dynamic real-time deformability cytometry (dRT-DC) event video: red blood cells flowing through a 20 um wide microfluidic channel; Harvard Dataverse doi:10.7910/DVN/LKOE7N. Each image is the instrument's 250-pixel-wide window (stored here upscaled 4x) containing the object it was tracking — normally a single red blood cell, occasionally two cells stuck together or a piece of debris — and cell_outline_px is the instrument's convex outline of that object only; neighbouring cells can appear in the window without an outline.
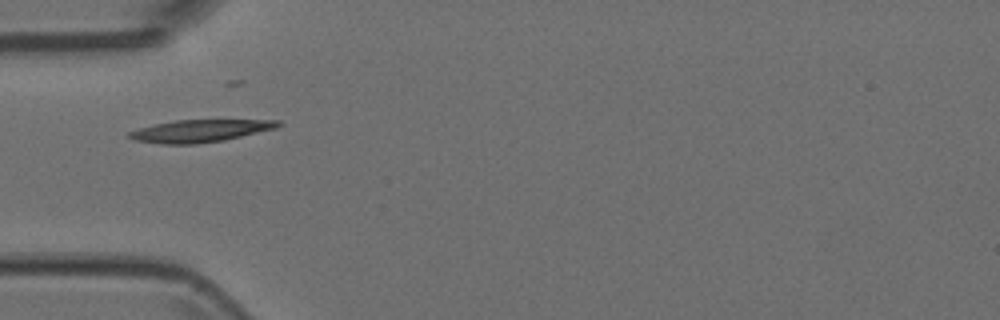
{"species": "Egyptian fruit bat (a non-hibernating species)", "species_latin": "Rousettus aegyptiacus", "temperature_condition": "room temperature", "stored_images_in_passage": 3, "camera_frame_rate_fps": 3000, "um_per_image_px": 0.085, "animal": {"sex": "female"}, "frame": {"image": 1, "passage_image": 1, "time_ms": 0.0, "image_size_px": [1000, 320], "cell_outline_px": [[284, 124], [276, 128], [224, 140], [196, 144], [160, 144], [136, 140], [124, 136], [128, 132], [152, 124], [176, 120], [280, 120]], "centroid_in_image_um": [16.98, 11.12], "position_along_channel_um": 68.0, "area_um2": 19.48}}
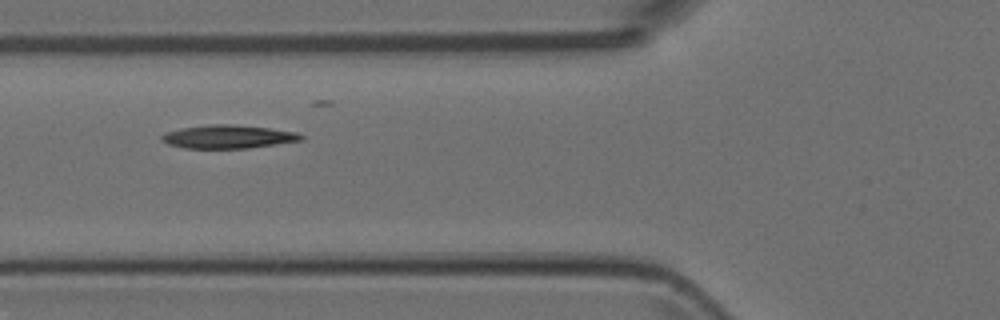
{"frame": {"image": 2, "passage_image": 2, "time_ms": 0.333, "image_size_px": [1000, 320], "cell_outline_px": [[304, 140], [248, 148], [184, 148], [168, 144], [160, 140], [160, 136], [168, 132], [180, 128], [212, 124], [232, 124], [268, 128], [296, 132], [304, 136]], "centroid_in_image_um": [19.39, 11.62], "position_along_channel_um": 106.4, "area_um2": 18.9}}
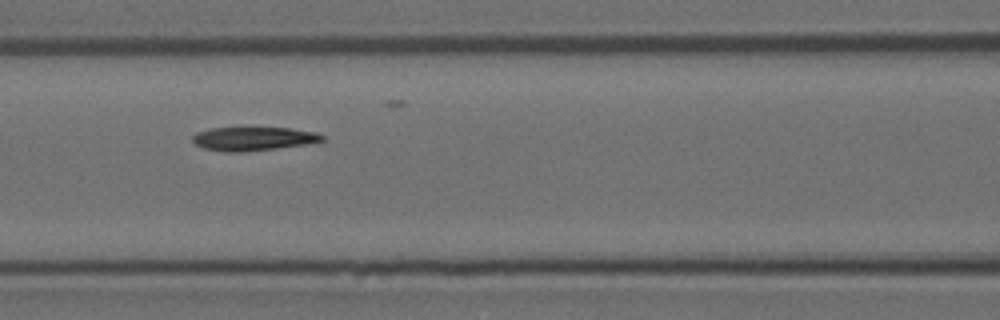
{"frame": {"image": 3, "passage_image": 3, "time_ms": 0.667, "image_size_px": [1000, 320], "cell_outline_px": [[324, 140], [304, 144], [276, 148], [236, 152], [224, 152], [204, 148], [196, 144], [192, 140], [192, 136], [196, 132], [212, 128], [288, 128], [316, 132], [324, 136]], "centroid_in_image_um": [21.49, 11.79], "position_along_channel_um": 145.1, "area_um2": 17.57}}